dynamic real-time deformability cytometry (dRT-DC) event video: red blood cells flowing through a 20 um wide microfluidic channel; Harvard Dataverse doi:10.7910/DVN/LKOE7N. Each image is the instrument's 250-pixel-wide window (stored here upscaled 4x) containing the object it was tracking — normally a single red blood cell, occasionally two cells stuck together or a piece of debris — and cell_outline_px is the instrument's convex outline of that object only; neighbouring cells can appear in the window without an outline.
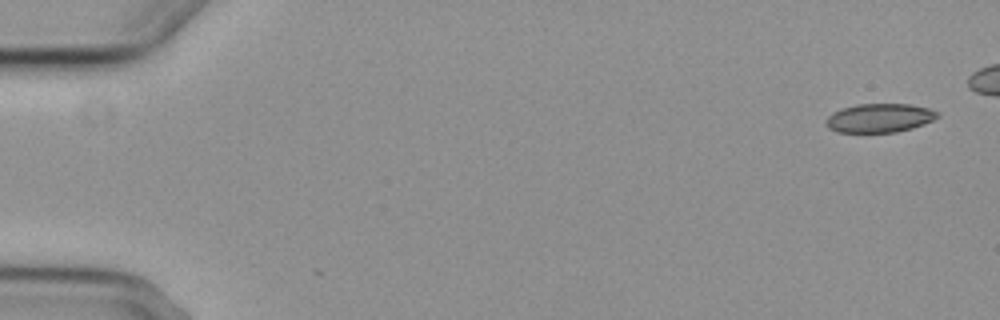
{"species": "common noctule bat (a hibernating species)", "species_latin": "Nyctalus noctula", "temperature_condition": "cold", "stored_images_in_passage": 4, "camera_frame_rate_fps": 3000, "um_per_image_px": 0.085, "animal": {"sex": "female", "body_mass_g": 29.2, "forearm_length_mm": 56.3}, "frame": {"image": 1, "passage_image": 1, "time_ms": 0.0, "image_size_px": [1000, 320], "cell_outline_px": [[940, 116], [924, 124], [912, 128], [896, 132], [836, 132], [828, 128], [828, 116], [832, 112], [856, 104], [908, 104], [928, 108], [940, 112]], "centroid_in_image_um": [74.79, 10.03], "position_along_channel_um": 10.2, "area_um2": 18.61}}